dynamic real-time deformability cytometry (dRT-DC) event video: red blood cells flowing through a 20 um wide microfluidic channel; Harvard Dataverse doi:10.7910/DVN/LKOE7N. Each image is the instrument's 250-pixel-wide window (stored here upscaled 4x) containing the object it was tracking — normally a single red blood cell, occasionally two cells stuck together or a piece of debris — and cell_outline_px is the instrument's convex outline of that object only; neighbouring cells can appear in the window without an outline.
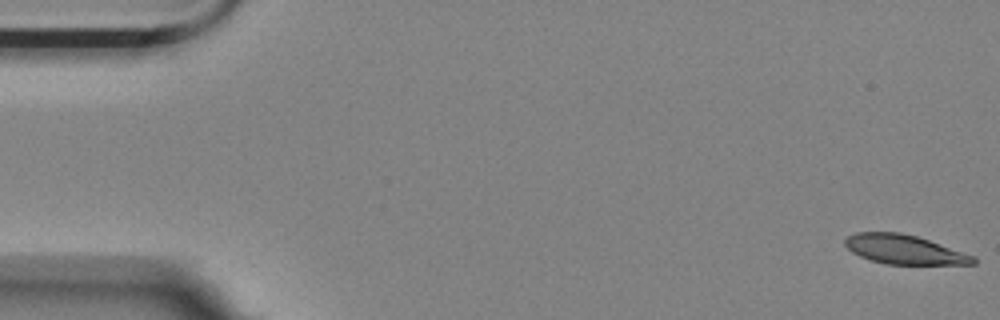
{"species": "Egyptian fruit bat (a non-hibernating species)", "species_latin": "Rousettus aegyptiacus", "temperature_condition": "room temperature", "stored_images_in_passage": 5, "camera_frame_rate_fps": 3000, "um_per_image_px": 0.085, "animal": {"sex": "female"}, "frame": {"image": 1, "passage_image": 1, "time_ms": 0.0, "image_size_px": [1000, 320], "cell_outline_px": [[976, 264], [888, 264], [872, 260], [860, 256], [852, 252], [844, 244], [844, 240], [848, 236], [856, 232], [900, 232], [916, 236], [976, 256]], "centroid_in_image_um": [76.86, 21.2], "position_along_channel_um": 8.1, "area_um2": 21.68}}